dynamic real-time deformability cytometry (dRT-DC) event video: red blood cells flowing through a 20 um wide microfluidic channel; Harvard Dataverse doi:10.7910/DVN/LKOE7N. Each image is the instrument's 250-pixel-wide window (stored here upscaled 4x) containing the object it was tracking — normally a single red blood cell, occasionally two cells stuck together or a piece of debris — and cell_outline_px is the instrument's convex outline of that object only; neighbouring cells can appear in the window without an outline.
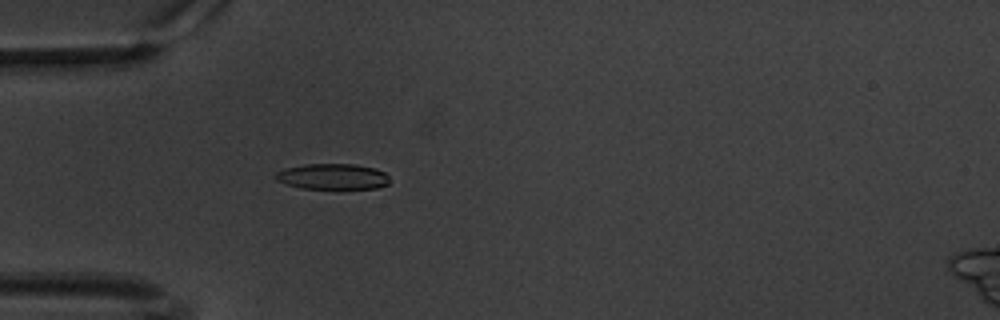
{"species": "common noctule bat (a hibernating species)", "species_latin": "Nyctalus noctula", "temperature_condition": "warm", "stored_images_in_passage": 51, "camera_frame_rate_fps": 3000, "um_per_image_px": 0.085, "animal": {"sex": "male", "body_mass_g": 20.1, "forearm_length_mm": 53.5}, "frame": {"image": 1, "passage_image": 9, "time_ms": 2.667, "image_size_px": [1000, 320], "cell_outline_px": [[388, 184], [376, 188], [340, 192], [300, 188], [276, 180], [276, 172], [284, 168], [304, 164], [356, 164], [376, 168], [384, 172], [388, 176]], "centroid_in_image_um": [28.31, 15.06], "position_along_channel_um": 56.7, "area_um2": 18.09}}
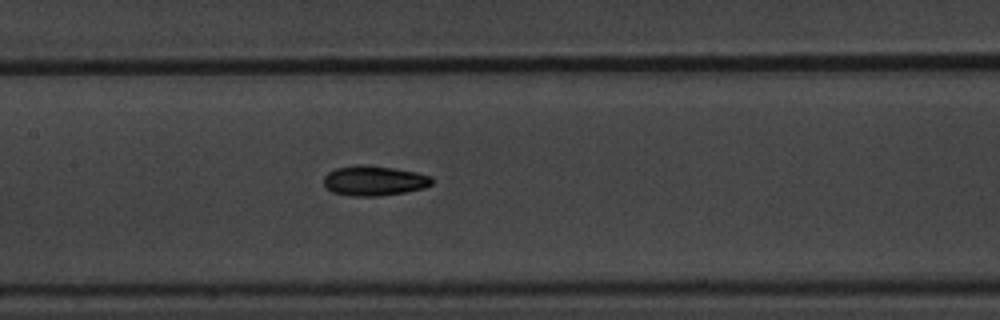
{"frame": {"image": 2, "passage_image": 20, "time_ms": 6.333, "image_size_px": [1000, 320], "cell_outline_px": [[432, 184], [424, 188], [404, 192], [380, 196], [352, 196], [332, 192], [324, 184], [324, 176], [328, 172], [336, 168], [356, 164], [364, 164], [392, 168], [416, 172], [432, 176]], "centroid_in_image_um": [31.79, 15.35], "position_along_channel_um": 175.6, "area_um2": 18.9}}
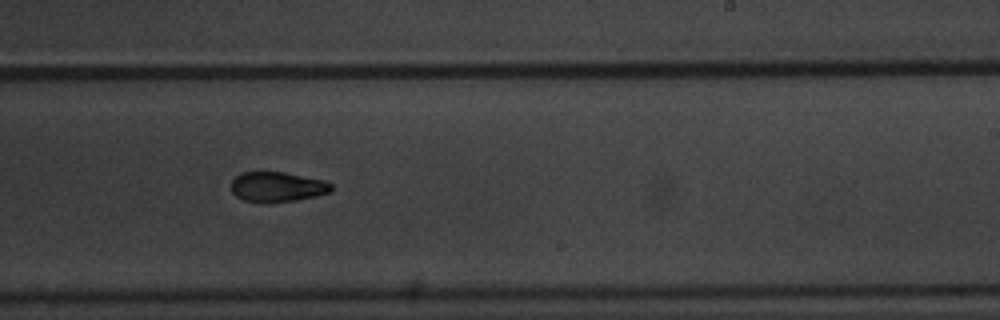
{"frame": {"image": 3, "passage_image": 28, "time_ms": 9.0, "image_size_px": [1000, 320], "cell_outline_px": [[332, 192], [316, 196], [296, 200], [268, 204], [264, 204], [244, 200], [236, 196], [232, 192], [232, 180], [236, 176], [244, 172], [284, 172], [324, 180], [332, 184]], "centroid_in_image_um": [23.58, 15.9], "position_along_channel_um": 265.4, "area_um2": 17.74}, "authors_computed_cell_mechanics": {"area_um2": 17.918, "velocity_mm_per_s": 3.3814, "shape_relaxation_time_tau1_ms": 3.4347, "shape_relaxation_time_tau2_ms": 3.9262, "deformation_change_tau1": 0.1383, "deformation_change_tau2": 0.0816}}